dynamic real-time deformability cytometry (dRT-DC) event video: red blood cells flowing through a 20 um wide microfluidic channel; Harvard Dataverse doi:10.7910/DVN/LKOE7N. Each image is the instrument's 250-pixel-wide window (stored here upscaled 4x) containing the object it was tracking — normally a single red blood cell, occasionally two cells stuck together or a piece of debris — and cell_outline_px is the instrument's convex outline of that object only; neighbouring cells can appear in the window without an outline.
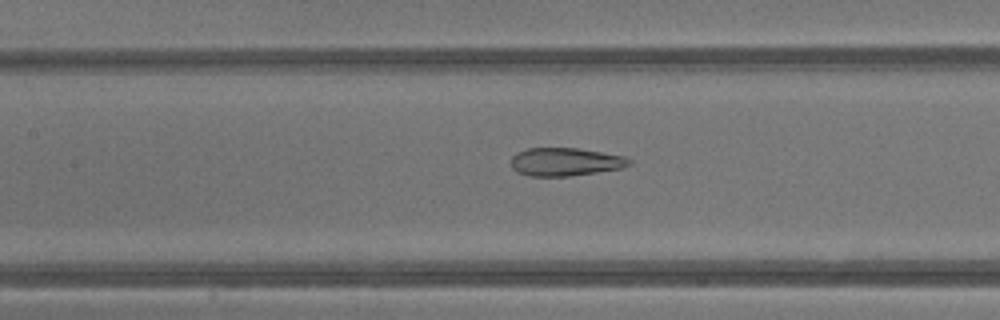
{"species": "common noctule bat (a hibernating species)", "species_latin": "Nyctalus noctula", "temperature_condition": "warm", "stored_images_in_passage": 43, "camera_frame_rate_fps": 3000, "um_per_image_px": 0.085, "animal": {"sex": "male", "body_mass_g": 13.3}, "frame": {"image": 1, "passage_image": 20, "time_ms": 6.333, "image_size_px": [1000, 320], "cell_outline_px": [[632, 164], [624, 168], [568, 176], [528, 176], [516, 172], [512, 168], [512, 156], [516, 152], [528, 148], [576, 148], [624, 156], [632, 160]], "centroid_in_image_um": [48.05, 13.76], "position_along_channel_um": 159.4, "area_um2": 19.42}}
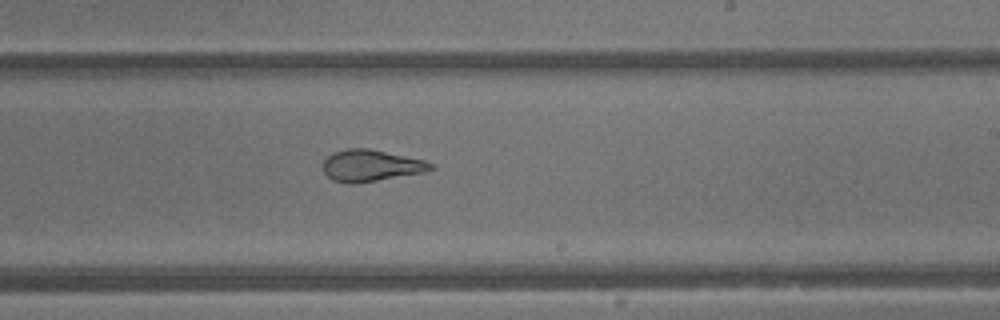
{"frame": {"image": 2, "passage_image": 26, "time_ms": 8.333, "image_size_px": [1000, 320], "cell_outline_px": [[436, 168], [428, 172], [356, 184], [348, 184], [332, 180], [324, 172], [324, 160], [332, 152], [348, 148], [368, 148], [424, 160], [436, 164]], "centroid_in_image_um": [31.58, 14.09], "position_along_channel_um": 257.4, "area_um2": 20.17}}
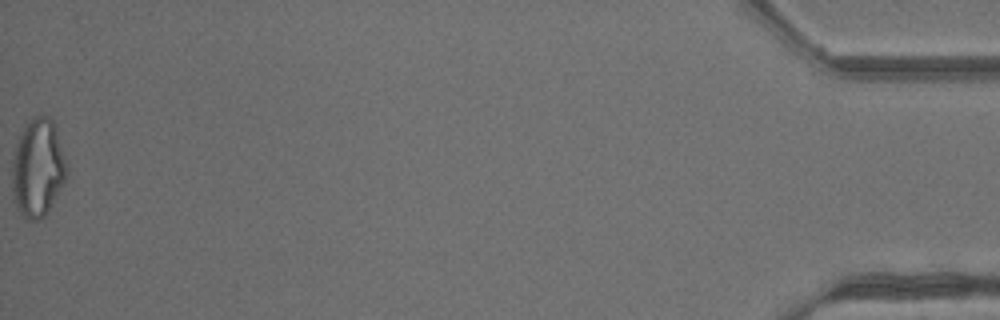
{"frame": {"image": 3, "passage_image": 43, "time_ms": 14.0, "image_size_px": [1000, 320], "cell_outline_px": [[68, 176], [48, 212], [44, 216], [36, 220], [24, 220], [12, 200], [12, 156], [16, 144], [24, 124], [36, 116], [48, 116], [52, 120], [56, 128], [68, 164]], "centroid_in_image_um": [3.21, 14.3], "position_along_channel_um": 432.0, "area_um2": 31.91}, "authors_computed_cell_mechanics": {"area_um2": 25.0852, "velocity_mm_per_s": 4.9221, "shape_relaxation_time_tau1_ms": null, "shape_relaxation_time_tau2_ms": 0.7919, "deformation_change_tau1": null, "deformation_change_tau2": 0.072}}